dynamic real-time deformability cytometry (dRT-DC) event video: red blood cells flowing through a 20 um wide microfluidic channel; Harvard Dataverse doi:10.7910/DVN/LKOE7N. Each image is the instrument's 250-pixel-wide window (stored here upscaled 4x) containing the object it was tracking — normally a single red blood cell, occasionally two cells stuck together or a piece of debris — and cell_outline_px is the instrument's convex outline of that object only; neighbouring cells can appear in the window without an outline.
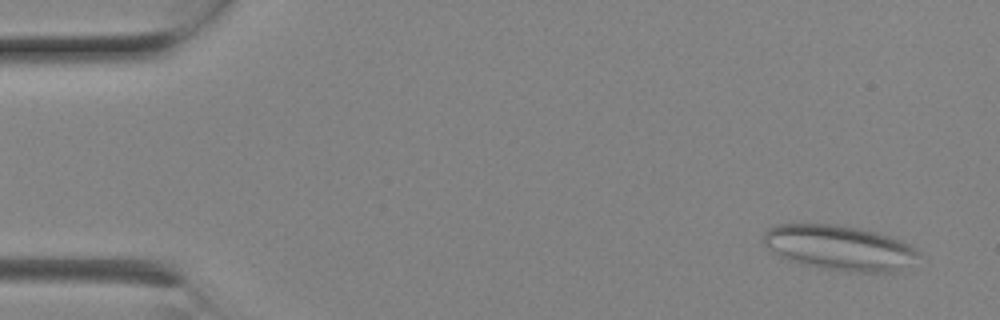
{"species": "Egyptian fruit bat (a non-hibernating species)", "species_latin": "Rousettus aegyptiacus", "temperature_condition": "room temperature", "stored_images_in_passage": 5, "camera_frame_rate_fps": 3000, "um_per_image_px": 0.085, "animal": {"sex": "female"}, "frame": {"image": 1, "passage_image": 1, "time_ms": 0.0, "image_size_px": [1000, 320], "cell_outline_px": [[920, 252], [892, 272], [848, 272], [820, 268], [800, 264], [788, 260], [780, 256], [764, 244], [764, 232], [768, 228], [776, 224], [836, 224], [860, 228], [876, 232], [900, 240], [908, 244]], "centroid_in_image_um": [71.25, 21.04], "position_along_channel_um": 13.7, "area_um2": 40.06}}